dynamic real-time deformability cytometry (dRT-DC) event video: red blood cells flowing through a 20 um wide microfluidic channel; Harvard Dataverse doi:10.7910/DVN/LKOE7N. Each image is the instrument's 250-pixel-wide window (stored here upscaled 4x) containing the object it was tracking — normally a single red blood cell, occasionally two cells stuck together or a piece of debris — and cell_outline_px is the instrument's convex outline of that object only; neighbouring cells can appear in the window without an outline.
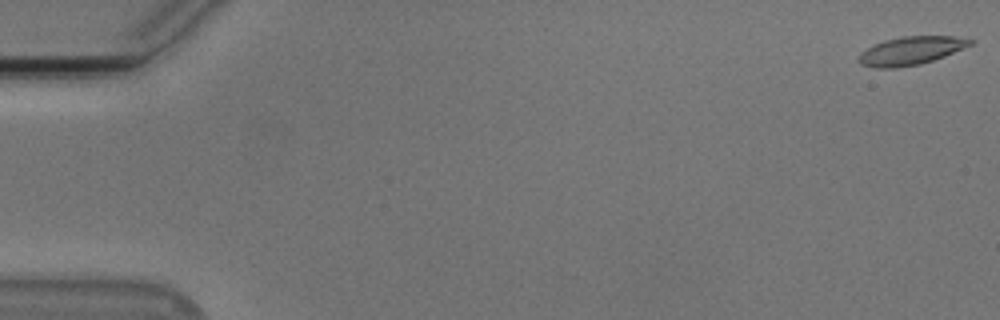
{"species": "Egyptian fruit bat (a non-hibernating species)", "species_latin": "Rousettus aegyptiacus", "temperature_condition": "cold", "stored_images_in_passage": 18, "camera_frame_rate_fps": 3000, "um_per_image_px": 0.085, "animal": {"sex": "male"}, "frame": {"image": 1, "passage_image": 1, "time_ms": 0.0, "image_size_px": [1000, 320], "cell_outline_px": [[972, 44], [944, 56], [920, 64], [896, 68], [876, 68], [860, 64], [856, 60], [860, 52], [884, 40], [904, 36], [952, 36], [972, 40]], "centroid_in_image_um": [77.36, 4.32], "position_along_channel_um": 7.6, "area_um2": 18.15}}
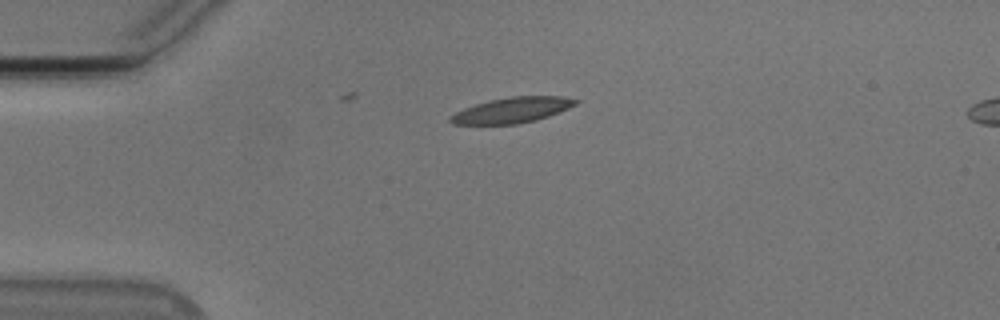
{"frame": {"image": 2, "passage_image": 14, "time_ms": 4.333, "image_size_px": [1000, 320], "cell_outline_px": [[580, 100], [576, 104], [568, 108], [548, 116], [536, 120], [516, 124], [452, 124], [448, 120], [456, 112], [464, 108], [476, 104], [492, 100], [512, 96], [560, 96]], "centroid_in_image_um": [43.54, 9.36], "position_along_channel_um": 41.5, "area_um2": 18.32}}